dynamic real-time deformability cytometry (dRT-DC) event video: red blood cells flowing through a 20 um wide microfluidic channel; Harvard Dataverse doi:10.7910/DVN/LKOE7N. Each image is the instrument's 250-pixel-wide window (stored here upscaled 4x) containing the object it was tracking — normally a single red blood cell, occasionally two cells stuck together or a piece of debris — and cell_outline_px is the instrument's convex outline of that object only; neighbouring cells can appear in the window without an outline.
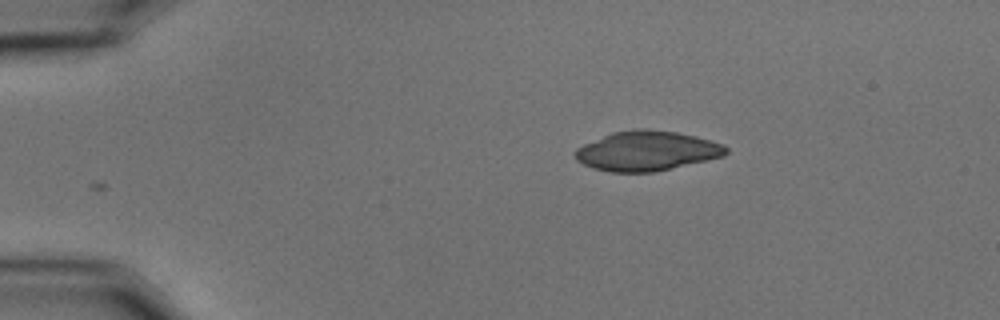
{"species": "common noctule bat (a hibernating species)", "species_latin": "Nyctalus noctula", "temperature_condition": "cold", "stored_images_in_passage": 36, "camera_frame_rate_fps": 3000, "um_per_image_px": 0.085, "animal": {"sex": "male", "body_mass_g": 15.6}, "frame": {"image": 1, "passage_image": 1, "time_ms": 0.0, "image_size_px": [1000, 320], "cell_outline_px": [[728, 152], [724, 156], [708, 160], [656, 172], [612, 172], [592, 168], [576, 160], [572, 152], [576, 148], [584, 144], [612, 132], [636, 128], [644, 128], [676, 132], [696, 136], [724, 144], [728, 148]], "centroid_in_image_um": [54.98, 12.83], "position_along_channel_um": 30.0, "area_um2": 35.2}}